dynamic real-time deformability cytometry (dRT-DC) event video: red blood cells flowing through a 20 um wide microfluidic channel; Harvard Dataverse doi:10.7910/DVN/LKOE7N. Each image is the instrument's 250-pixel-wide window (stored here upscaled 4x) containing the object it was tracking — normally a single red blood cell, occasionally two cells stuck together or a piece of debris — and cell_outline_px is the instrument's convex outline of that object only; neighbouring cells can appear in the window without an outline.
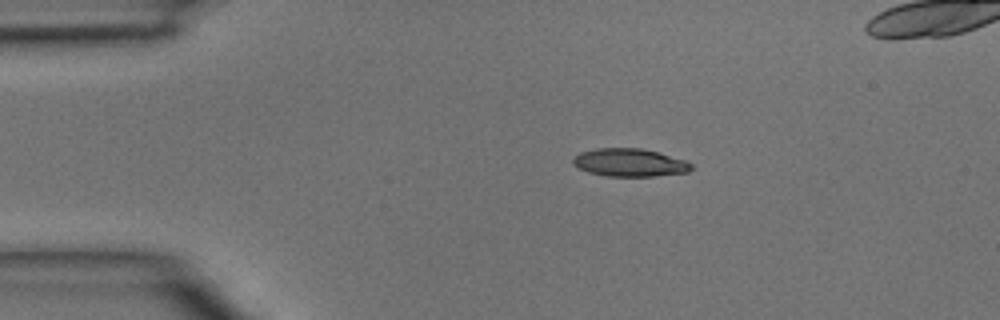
{"species": "common noctule bat (a hibernating species)", "species_latin": "Nyctalus noctula", "temperature_condition": "room temperature", "stored_images_in_passage": 4, "camera_frame_rate_fps": 3000, "um_per_image_px": 0.085, "animal": {"sex": "male", "body_mass_g": 15.6}, "frame": {"image": 1, "passage_image": 2, "time_ms": 0.333, "image_size_px": [1000, 320], "cell_outline_px": [[692, 168], [688, 172], [656, 176], [604, 176], [588, 172], [572, 164], [572, 160], [580, 152], [596, 148], [640, 148], [656, 152], [684, 160], [692, 164]], "centroid_in_image_um": [53.49, 13.82], "position_along_channel_um": 31.5, "area_um2": 19.13}}